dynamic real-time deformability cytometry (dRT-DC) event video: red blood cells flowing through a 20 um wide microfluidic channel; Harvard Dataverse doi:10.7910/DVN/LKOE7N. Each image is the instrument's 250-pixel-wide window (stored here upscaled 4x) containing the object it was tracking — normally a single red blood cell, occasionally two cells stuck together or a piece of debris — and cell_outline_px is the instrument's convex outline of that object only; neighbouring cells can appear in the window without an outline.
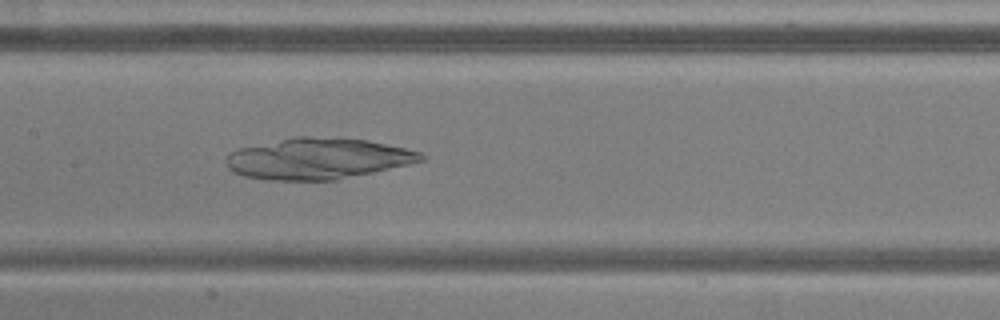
{"species": "common noctule bat (a hibernating species)", "species_latin": "Nyctalus noctula", "temperature_condition": "warm", "stored_images_in_passage": 51, "camera_frame_rate_fps": 3000, "um_per_image_px": 0.085, "animal": {"sex": "male", "body_mass_g": 20.5, "forearm_length_mm": 52.5}, "frame": {"image": 1, "passage_image": 24, "time_ms": 7.667, "image_size_px": [1000, 320], "cell_outline_px": [[428, 156], [424, 160], [408, 164], [336, 180], [264, 180], [244, 176], [232, 172], [228, 168], [224, 160], [232, 152], [240, 148], [292, 136], [340, 136], [368, 140], [404, 148], [420, 152]], "centroid_in_image_um": [27.0, 13.46], "position_along_channel_um": 180.4, "area_um2": 47.05}}
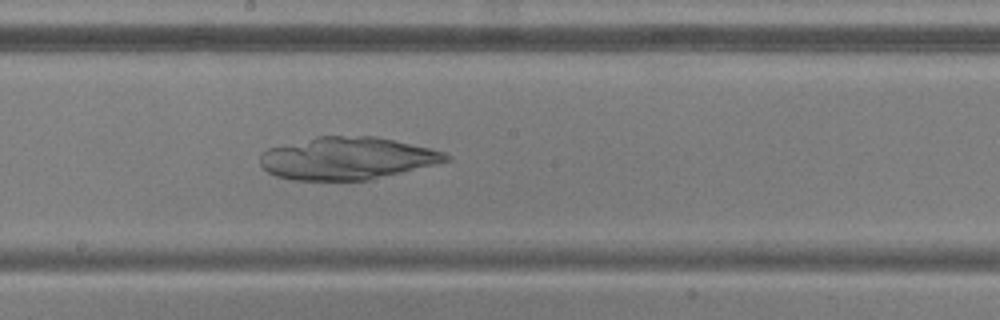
{"frame": {"image": 2, "passage_image": 27, "time_ms": 8.667, "image_size_px": [1000, 320], "cell_outline_px": [[452, 160], [368, 180], [292, 180], [276, 176], [268, 172], [260, 164], [260, 152], [268, 148], [316, 136], [376, 136], [432, 148], [444, 152], [452, 156]], "centroid_in_image_um": [29.5, 13.45], "position_along_channel_um": 218.7, "area_um2": 46.12}}
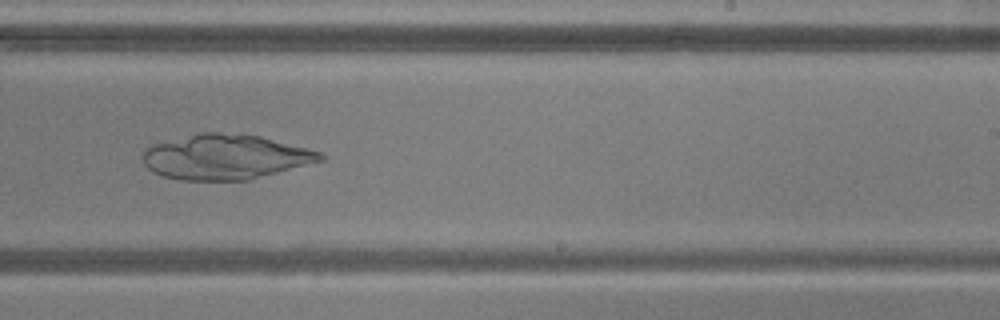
{"frame": {"image": 3, "passage_image": 31, "time_ms": 10.0, "image_size_px": [1000, 320], "cell_outline_px": [[328, 156], [324, 160], [248, 180], [180, 180], [164, 176], [152, 172], [144, 164], [144, 148], [152, 144], [200, 132], [220, 132], [260, 136], [320, 152]], "centroid_in_image_um": [19.13, 13.34], "position_along_channel_um": 269.9, "area_um2": 46.3}}